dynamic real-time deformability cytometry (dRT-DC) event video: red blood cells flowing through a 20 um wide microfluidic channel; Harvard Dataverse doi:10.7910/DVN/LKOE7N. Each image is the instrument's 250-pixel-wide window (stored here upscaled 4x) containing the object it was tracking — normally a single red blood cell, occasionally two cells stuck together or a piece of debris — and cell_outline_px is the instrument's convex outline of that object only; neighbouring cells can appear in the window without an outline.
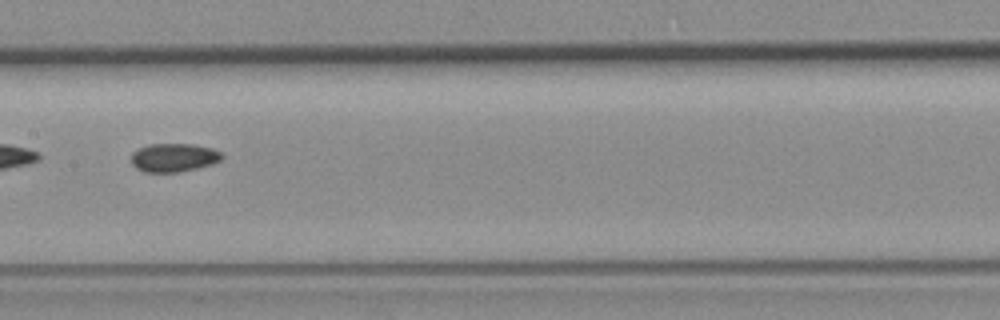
{"species": "common noctule bat (a hibernating species)", "species_latin": "Nyctalus noctula", "temperature_condition": "room temperature", "stored_images_in_passage": 21, "camera_frame_rate_fps": 3000, "um_per_image_px": 0.085, "animal": {"sex": "female", "body_mass_g": 19.3, "forearm_length_mm": 54.1}, "frame": {"image": 1, "passage_image": 10, "time_ms": 3.0, "image_size_px": [1000, 320], "cell_outline_px": [[224, 156], [220, 160], [212, 164], [180, 172], [144, 172], [136, 168], [132, 164], [132, 152], [140, 148], [152, 144], [192, 144], [212, 148], [220, 152]], "centroid_in_image_um": [14.77, 13.4], "position_along_channel_um": 192.6, "area_um2": 14.97}}